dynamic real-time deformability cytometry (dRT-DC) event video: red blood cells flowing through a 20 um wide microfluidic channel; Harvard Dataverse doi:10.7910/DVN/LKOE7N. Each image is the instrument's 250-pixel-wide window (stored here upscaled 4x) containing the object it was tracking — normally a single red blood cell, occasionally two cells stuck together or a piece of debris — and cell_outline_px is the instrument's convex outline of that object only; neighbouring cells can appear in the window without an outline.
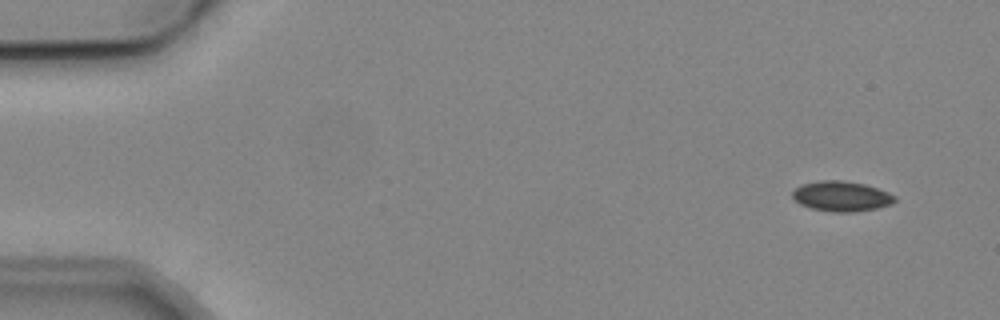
{"species": "common noctule bat (a hibernating species)", "species_latin": "Nyctalus noctula", "temperature_condition": "cold", "stored_images_in_passage": 4, "camera_frame_rate_fps": 3000, "um_per_image_px": 0.085, "animal": {"sex": "male", "body_mass_g": 19.2, "forearm_length_mm": 51.8}, "frame": {"image": 1, "passage_image": 1, "time_ms": 0.0, "image_size_px": [1000, 320], "cell_outline_px": [[896, 200], [892, 204], [876, 208], [852, 212], [836, 212], [812, 208], [800, 204], [792, 196], [792, 192], [800, 184], [820, 180], [840, 180], [864, 184], [888, 192], [896, 196]], "centroid_in_image_um": [71.52, 16.67], "position_along_channel_um": 13.5, "area_um2": 17.86}}